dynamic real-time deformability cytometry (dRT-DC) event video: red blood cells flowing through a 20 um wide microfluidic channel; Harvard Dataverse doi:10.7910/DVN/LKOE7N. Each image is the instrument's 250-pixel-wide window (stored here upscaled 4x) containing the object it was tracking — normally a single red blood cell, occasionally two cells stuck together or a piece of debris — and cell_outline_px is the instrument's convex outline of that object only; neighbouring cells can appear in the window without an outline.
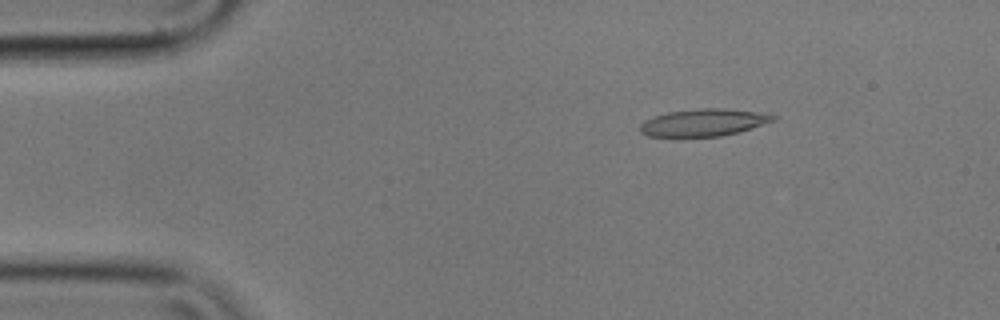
{"species": "common noctule bat (a hibernating species)", "species_latin": "Nyctalus noctula", "temperature_condition": "cold", "stored_images_in_passage": 48, "camera_frame_rate_fps": 3000, "um_per_image_px": 0.085, "animal": {"sex": "male", "body_mass_g": 17.9}, "frame": {"image": 1, "passage_image": 1, "time_ms": 0.0, "image_size_px": [1000, 320], "cell_outline_px": [[780, 116], [776, 120], [740, 132], [720, 136], [648, 136], [640, 132], [640, 124], [644, 120], [652, 116], [668, 112], [700, 108], [724, 108], [756, 112]], "centroid_in_image_um": [59.81, 10.41], "position_along_channel_um": 25.2, "area_um2": 21.15}}
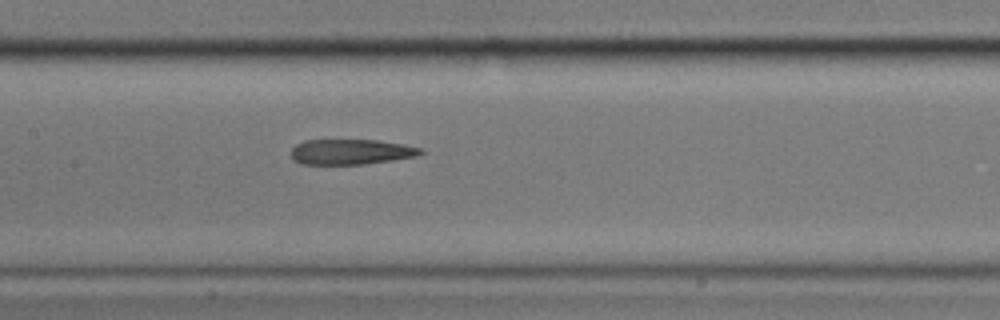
{"frame": {"image": 2, "passage_image": 19, "time_ms": 6.0, "image_size_px": [1000, 320], "cell_outline_px": [[424, 152], [416, 156], [392, 160], [364, 164], [300, 164], [292, 160], [292, 148], [296, 144], [304, 140], [376, 140], [404, 144], [420, 148]], "centroid_in_image_um": [29.8, 12.9], "position_along_channel_um": 177.6, "area_um2": 19.07}}
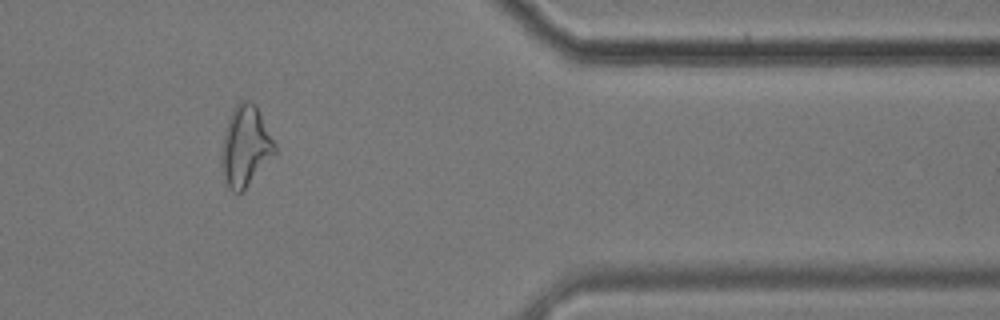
{"frame": {"image": 3, "passage_image": 39, "time_ms": 12.667, "image_size_px": [1000, 320], "cell_outline_px": [[276, 156], [240, 192], [232, 192], [224, 180], [220, 164], [220, 156], [224, 132], [228, 120], [236, 104], [240, 100], [248, 100], [256, 104], [276, 144]], "centroid_in_image_um": [20.87, 12.42], "position_along_channel_um": 390.5, "area_um2": 25.26}, "authors_computed_cell_mechanics": {"area_um2": 21.9062, "velocity_mm_per_s": 3.5397, "shape_relaxation_time_tau1_ms": null, "shape_relaxation_time_tau2_ms": 3.5723, "deformation_change_tau1": null, "deformation_change_tau2": 0.1389}}